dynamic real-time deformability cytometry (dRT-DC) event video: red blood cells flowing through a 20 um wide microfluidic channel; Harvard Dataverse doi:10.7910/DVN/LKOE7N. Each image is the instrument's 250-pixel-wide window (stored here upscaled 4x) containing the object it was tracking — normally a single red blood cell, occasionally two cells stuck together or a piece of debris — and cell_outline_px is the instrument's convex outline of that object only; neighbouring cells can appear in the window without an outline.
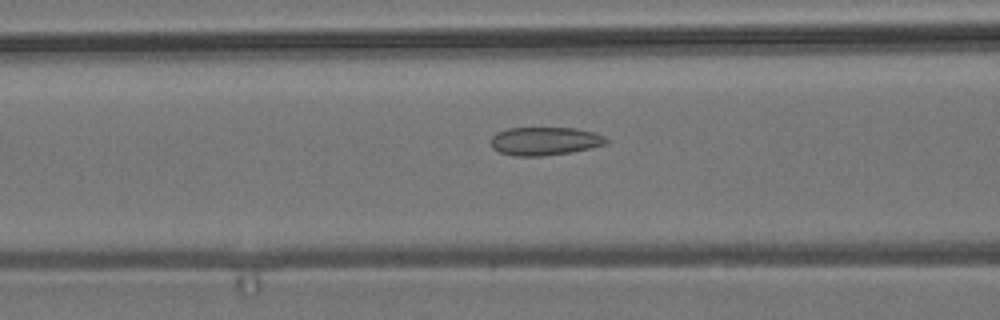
{"species": "common noctule bat (a hibernating species)", "species_latin": "Nyctalus noctula", "temperature_condition": "room temperature", "stored_images_in_passage": 48, "camera_frame_rate_fps": 3000, "um_per_image_px": 0.085, "animal": {"sex": "male", "body_mass_g": 19.2, "forearm_length_mm": 51.8}, "frame": {"image": 1, "passage_image": 16, "time_ms": 5.0, "image_size_px": [1000, 320], "cell_outline_px": [[608, 144], [592, 148], [572, 152], [544, 156], [512, 156], [500, 152], [492, 148], [492, 136], [496, 132], [508, 128], [576, 128], [596, 132], [604, 136], [608, 140]], "centroid_in_image_um": [46.34, 12.0], "position_along_channel_um": 120.3, "area_um2": 19.25}}
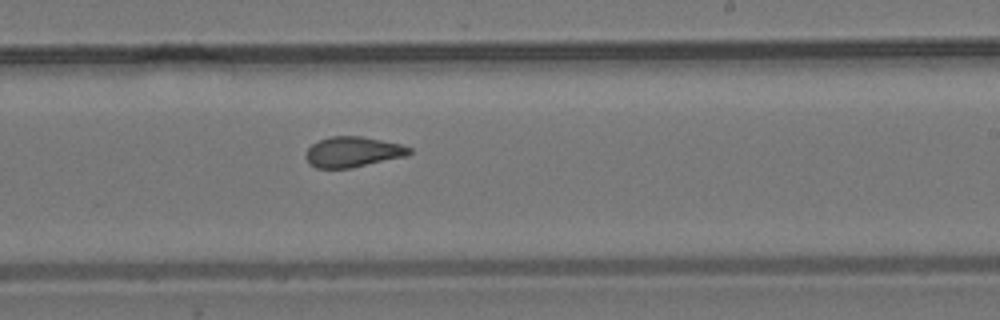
{"frame": {"image": 2, "passage_image": 27, "time_ms": 8.667, "image_size_px": [1000, 320], "cell_outline_px": [[412, 152], [408, 156], [352, 168], [316, 168], [308, 164], [304, 156], [308, 148], [312, 144], [328, 136], [360, 136], [400, 144], [412, 148]], "centroid_in_image_um": [29.98, 12.92], "position_along_channel_um": 259.0, "area_um2": 18.55}}
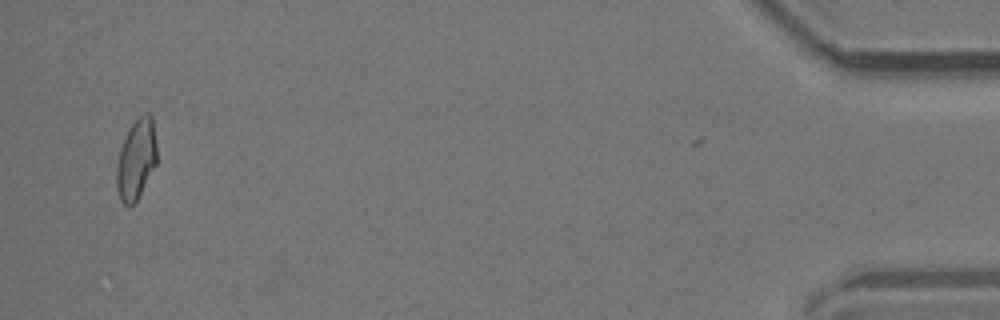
{"frame": {"image": 3, "passage_image": 47, "time_ms": 15.333, "image_size_px": [1000, 320], "cell_outline_px": [[156, 164], [136, 204], [124, 204], [120, 200], [116, 184], [116, 168], [120, 148], [128, 128], [136, 116], [144, 112], [148, 112], [152, 116], [156, 144]], "centroid_in_image_um": [11.58, 13.51], "position_along_channel_um": 423.6, "area_um2": 19.19}, "authors_computed_cell_mechanics": {"area_um2": 18.9006, "velocity_mm_per_s": 3.7904, "shape_relaxation_time_tau1_ms": null, "shape_relaxation_time_tau2_ms": 2.1496, "deformation_change_tau1": null, "deformation_change_tau2": 0.0684}}